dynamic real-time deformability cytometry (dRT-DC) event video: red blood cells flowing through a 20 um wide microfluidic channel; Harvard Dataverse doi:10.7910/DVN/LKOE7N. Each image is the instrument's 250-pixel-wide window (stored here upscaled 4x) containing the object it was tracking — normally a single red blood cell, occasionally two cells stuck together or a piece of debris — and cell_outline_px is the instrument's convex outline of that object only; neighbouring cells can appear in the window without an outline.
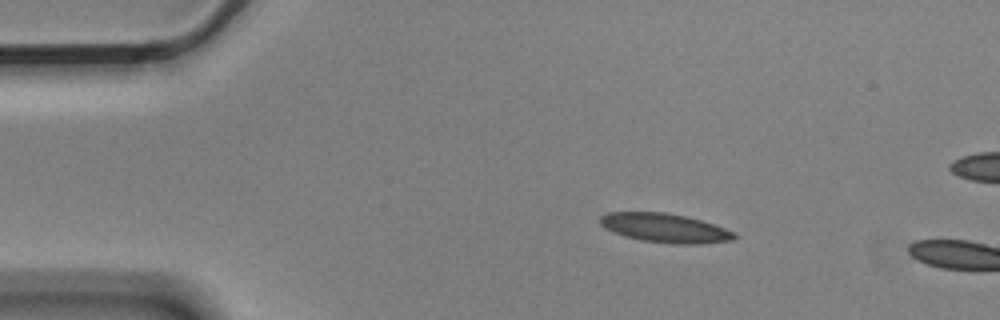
{"species": "Egyptian fruit bat (a non-hibernating species)", "species_latin": "Rousettus aegyptiacus", "temperature_condition": "cold", "stored_images_in_passage": 3, "camera_frame_rate_fps": 3000, "um_per_image_px": 0.085, "animal": {"sex": "male"}, "frame": {"image": 1, "passage_image": 1, "time_ms": 0.0, "image_size_px": [1000, 320], "cell_outline_px": [[736, 236], [732, 240], [700, 244], [672, 244], [640, 240], [624, 236], [612, 232], [604, 228], [600, 224], [600, 216], [608, 212], [664, 212], [688, 216], [736, 232]], "centroid_in_image_um": [56.49, 19.38], "position_along_channel_um": 28.5, "area_um2": 22.83}}